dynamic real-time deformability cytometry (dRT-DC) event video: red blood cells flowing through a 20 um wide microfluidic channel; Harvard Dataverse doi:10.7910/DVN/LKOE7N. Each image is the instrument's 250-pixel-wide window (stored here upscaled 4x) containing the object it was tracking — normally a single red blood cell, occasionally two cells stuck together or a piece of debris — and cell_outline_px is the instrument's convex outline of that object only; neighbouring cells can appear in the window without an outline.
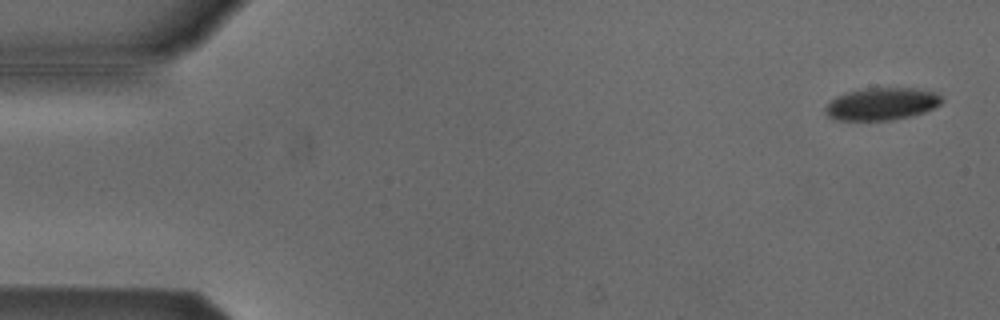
{"species": "Egyptian fruit bat (a non-hibernating species)", "species_latin": "Rousettus aegyptiacus", "temperature_condition": "cold", "stored_images_in_passage": 53, "camera_frame_rate_fps": 3000, "um_per_image_px": 0.085, "animal": {"sex": "male"}, "frame": {"image": 1, "passage_image": 2, "time_ms": 0.333, "image_size_px": [1000, 320], "cell_outline_px": [[944, 100], [940, 104], [924, 112], [912, 116], [892, 120], [836, 120], [828, 116], [824, 112], [824, 108], [836, 96], [848, 92], [868, 88], [912, 88], [936, 92]], "centroid_in_image_um": [74.95, 8.84], "position_along_channel_um": 10.1, "area_um2": 21.91}}
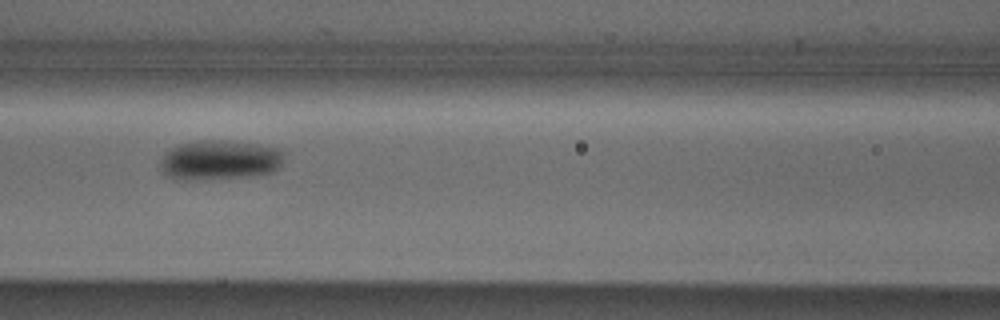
{"frame": {"image": 2, "passage_image": 23, "time_ms": 7.333, "image_size_px": [1000, 320], "cell_outline_px": [[284, 160], [280, 168], [272, 172], [252, 176], [188, 180], [168, 176], [160, 168], [160, 160], [164, 152], [180, 144], [200, 140], [224, 140], [256, 144], [280, 148], [284, 152]], "centroid_in_image_um": [18.71, 13.59], "position_along_channel_um": 147.9, "area_um2": 28.78}}
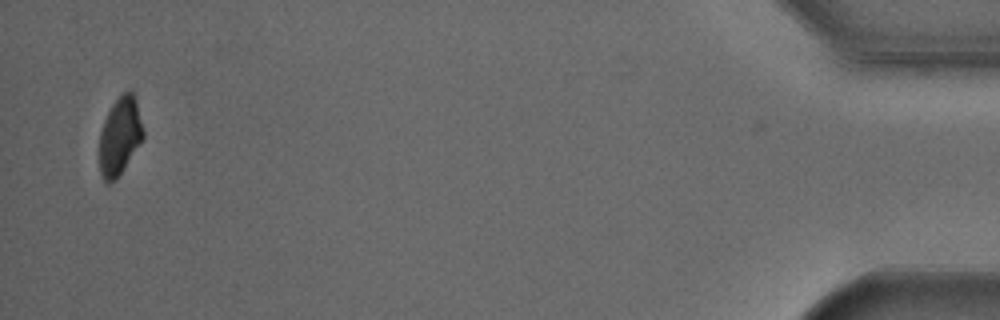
{"frame": {"image": 3, "passage_image": 52, "time_ms": 17.0, "image_size_px": [1000, 320], "cell_outline_px": [[144, 136], [116, 180], [108, 184], [104, 180], [100, 172], [100, 132], [104, 120], [112, 104], [128, 88], [132, 92], [136, 100], [144, 128]], "centroid_in_image_um": [10.19, 11.55], "position_along_channel_um": 425.0, "area_um2": 19.65}, "authors_computed_cell_mechanics": {"area_um2": 24.565, "velocity_mm_per_s": 3.8149, "shape_relaxation_time_tau1_ms": 2.183, "shape_relaxation_time_tau2_ms": null, "deformation_change_tau1": 0.0638, "deformation_change_tau2": null}}